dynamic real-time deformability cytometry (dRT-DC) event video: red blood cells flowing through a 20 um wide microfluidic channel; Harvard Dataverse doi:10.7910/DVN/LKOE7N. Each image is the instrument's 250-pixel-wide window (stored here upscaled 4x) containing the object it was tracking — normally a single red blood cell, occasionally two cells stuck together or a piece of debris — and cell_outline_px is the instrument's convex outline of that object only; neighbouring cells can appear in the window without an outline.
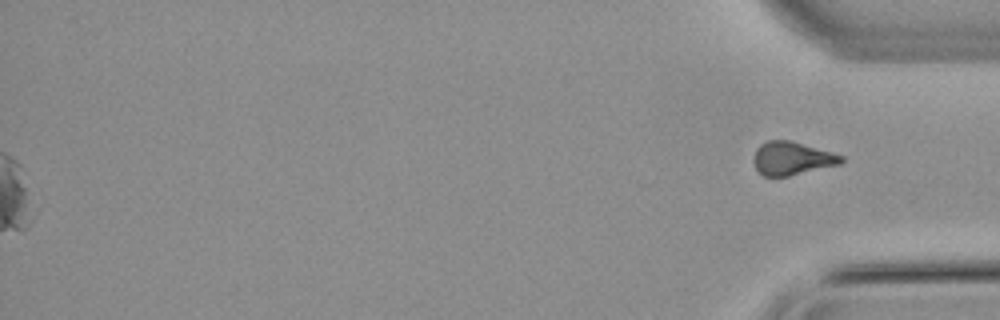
{"species": "common noctule bat (a hibernating species)", "species_latin": "Nyctalus noctula", "temperature_condition": "warm", "stored_images_in_passage": 56, "segment_of_instrument_passage": [2, 2], "camera_frame_rate_fps": 3000, "um_per_image_px": 0.085, "animal": {"sex": "male", "body_mass_g": 21.5, "forearm_length_mm": 52.0}, "frame": {"image": 1, "passage_image": 56, "time_ms": 18.333, "image_size_px": [1000, 320], "cell_outline_px": [[844, 160], [840, 164], [788, 176], [764, 176], [756, 168], [752, 160], [756, 148], [760, 144], [768, 140], [788, 140], [832, 152], [844, 156]], "centroid_in_image_um": [67.3, 13.46], "position_along_channel_um": 367.9, "area_um2": 16.88}}